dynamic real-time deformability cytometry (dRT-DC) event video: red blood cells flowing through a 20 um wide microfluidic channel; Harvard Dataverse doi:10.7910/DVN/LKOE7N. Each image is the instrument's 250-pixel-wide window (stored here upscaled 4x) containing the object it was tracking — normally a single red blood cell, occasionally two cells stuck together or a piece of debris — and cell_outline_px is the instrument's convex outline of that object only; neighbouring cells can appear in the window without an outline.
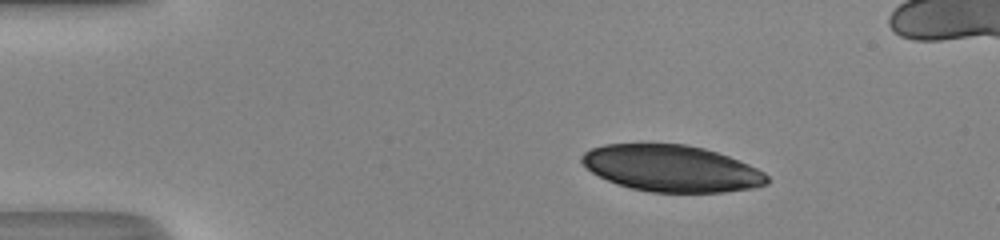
{"species": "human", "species_latin": "Homo sapiens", "temperature_condition": "room temperature", "stored_images_in_passage": 42, "camera_frame_rate_fps": 3000, "um_per_image_px": 0.085, "donor": {"sex": "male"}, "frame": {"image": 1, "passage_image": 1, "time_ms": 0.0, "image_size_px": [1000, 240], "cell_outline_px": [[768, 184], [752, 188], [724, 192], [652, 192], [632, 188], [616, 184], [592, 172], [580, 160], [580, 156], [584, 152], [592, 148], [604, 144], [688, 144], [704, 148], [728, 156], [748, 164], [764, 172], [768, 176]], "centroid_in_image_um": [57.08, 14.31], "position_along_channel_um": 27.9, "area_um2": 50.05}}
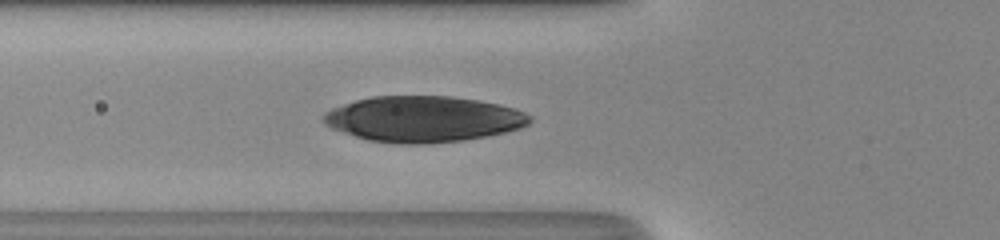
{"frame": {"image": 2, "passage_image": 11, "time_ms": 3.333, "image_size_px": [1000, 240], "cell_outline_px": [[532, 120], [528, 124], [520, 128], [508, 132], [488, 136], [464, 140], [428, 144], [400, 144], [368, 140], [332, 128], [324, 124], [320, 120], [320, 116], [324, 112], [332, 108], [356, 100], [372, 96], [452, 96], [476, 100], [496, 104], [512, 108], [524, 112], [532, 116]], "centroid_in_image_um": [35.96, 10.12], "position_along_channel_um": 89.8, "area_um2": 55.31}}
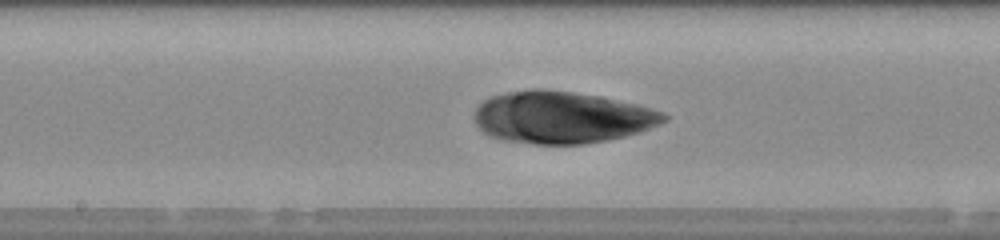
{"frame": {"image": 3, "passage_image": 19, "time_ms": 6.0, "image_size_px": [1000, 240], "cell_outline_px": [[668, 120], [660, 124], [640, 132], [608, 140], [584, 144], [532, 144], [504, 140], [492, 136], [484, 132], [476, 124], [476, 108], [488, 96], [532, 88], [544, 88], [600, 96], [636, 104], [664, 112], [668, 116]], "centroid_in_image_um": [47.78, 9.97], "position_along_channel_um": 200.4, "area_um2": 57.45}}